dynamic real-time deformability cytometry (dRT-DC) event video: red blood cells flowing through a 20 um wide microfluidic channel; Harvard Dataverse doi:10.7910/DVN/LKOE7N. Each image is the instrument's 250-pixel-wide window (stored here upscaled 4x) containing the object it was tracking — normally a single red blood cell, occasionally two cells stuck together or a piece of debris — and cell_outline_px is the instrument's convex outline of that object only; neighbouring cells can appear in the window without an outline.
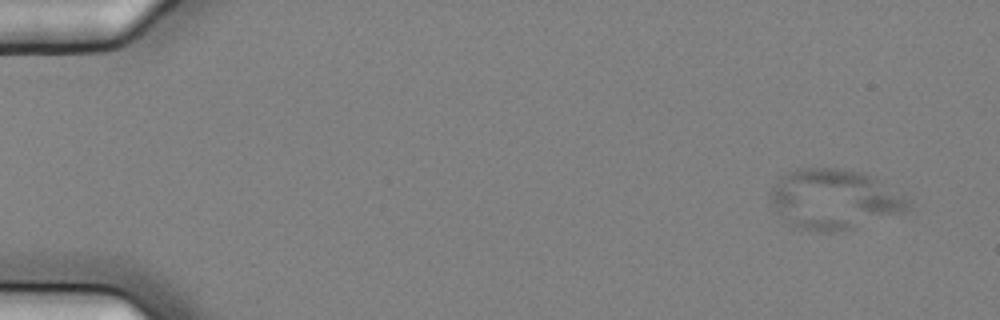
{"species": "common noctule bat (a hibernating species)", "species_latin": "Nyctalus noctula", "temperature_condition": "cold", "stored_images_in_passage": 6, "camera_frame_rate_fps": 3000, "um_per_image_px": 0.085, "animal": {"sex": "female", "body_mass_g": 25.1}, "frame": {"image": 1, "passage_image": 2, "time_ms": 0.333, "image_size_px": [1000, 320], "cell_outline_px": [[912, 208], [904, 212], [852, 228], [832, 232], [820, 232], [804, 228], [796, 224], [776, 212], [768, 196], [776, 180], [780, 176], [796, 168], [840, 168], [860, 172], [872, 176], [904, 196], [912, 204]], "centroid_in_image_um": [70.91, 16.91], "position_along_channel_um": 14.1, "area_um2": 47.57}}